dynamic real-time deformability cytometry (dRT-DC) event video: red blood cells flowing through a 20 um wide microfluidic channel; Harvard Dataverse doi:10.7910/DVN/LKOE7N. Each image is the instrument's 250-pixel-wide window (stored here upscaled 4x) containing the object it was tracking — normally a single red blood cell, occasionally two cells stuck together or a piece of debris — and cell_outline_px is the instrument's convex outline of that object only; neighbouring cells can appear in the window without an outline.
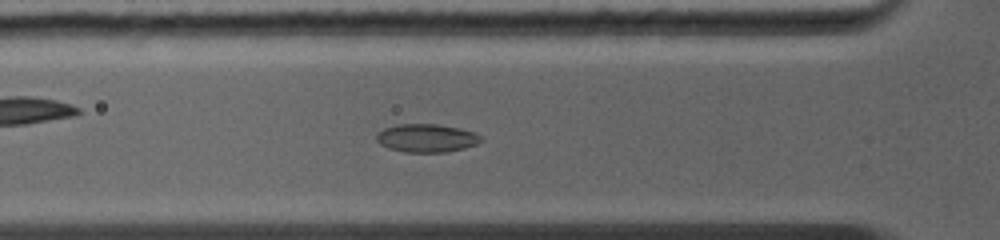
{"species": "common noctule bat (a hibernating species)", "species_latin": "Nyctalus noctula", "temperature_condition": "warm", "stored_images_in_passage": 20, "camera_frame_rate_fps": 5000, "um_per_image_px": 0.085, "animal": {"sex": "female", "body_mass_g": 19.0, "forearm_length_mm": 56.7}, "frame": {"image": 1, "passage_image": 15, "time_ms": 3.2, "image_size_px": [1000, 240], "cell_outline_px": [[484, 140], [476, 144], [464, 148], [448, 152], [404, 152], [388, 148], [380, 144], [376, 140], [376, 132], [384, 128], [396, 124], [436, 124], [460, 128], [476, 132], [484, 136]], "centroid_in_image_um": [36.28, 11.73], "position_along_channel_um": 89.5, "area_um2": 17.51}}
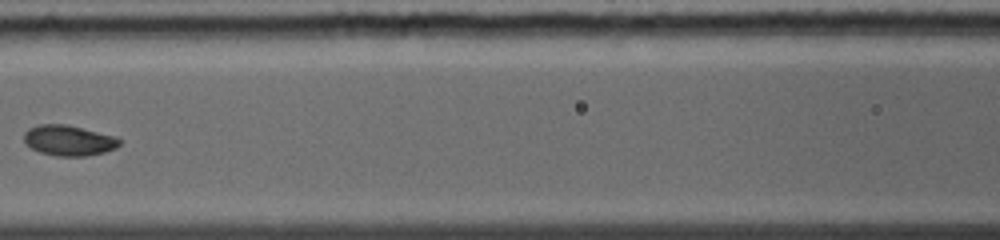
{"frame": {"image": 2, "passage_image": 18, "time_ms": 4.8, "image_size_px": [1000, 240], "cell_outline_px": [[120, 144], [116, 148], [104, 152], [88, 156], [56, 156], [40, 152], [32, 148], [24, 140], [24, 132], [28, 128], [40, 124], [68, 124], [116, 136], [120, 140]], "centroid_in_image_um": [5.86, 11.93], "position_along_channel_um": 160.7, "area_um2": 17.05}}
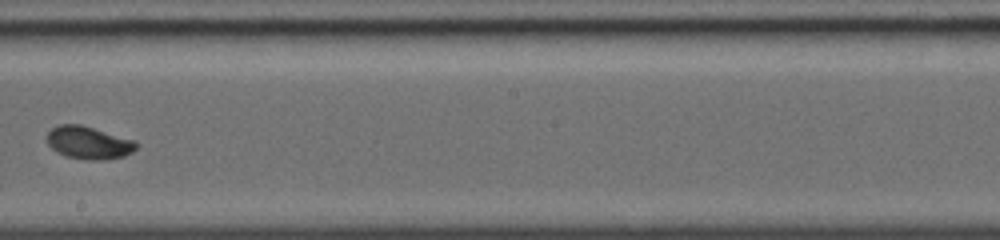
{"frame": {"image": 3, "passage_image": 20, "time_ms": 6.6, "image_size_px": [1000, 240], "cell_outline_px": [[136, 148], [132, 152], [124, 156], [100, 160], [88, 160], [68, 156], [56, 152], [48, 144], [48, 132], [52, 128], [60, 124], [80, 124], [136, 140]], "centroid_in_image_um": [7.55, 12.12], "position_along_channel_um": 240.7, "area_um2": 16.88}}